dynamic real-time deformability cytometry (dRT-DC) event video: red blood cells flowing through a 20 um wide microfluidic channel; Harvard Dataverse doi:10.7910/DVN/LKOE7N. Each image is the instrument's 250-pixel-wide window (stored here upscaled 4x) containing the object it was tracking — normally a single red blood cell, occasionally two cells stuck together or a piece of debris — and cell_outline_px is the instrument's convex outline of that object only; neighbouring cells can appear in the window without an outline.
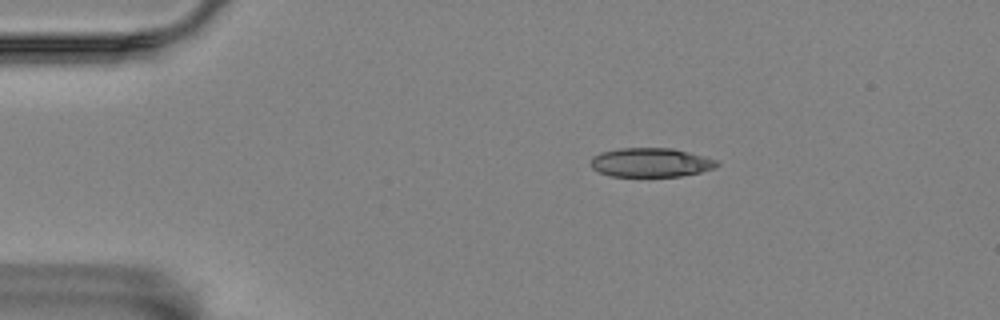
{"species": "Egyptian fruit bat (a non-hibernating species)", "species_latin": "Rousettus aegyptiacus", "temperature_condition": "room temperature", "stored_images_in_passage": 5, "camera_frame_rate_fps": 3000, "um_per_image_px": 0.085, "animal": {"sex": "female"}, "frame": {"image": 1, "passage_image": 2, "time_ms": 1.333, "image_size_px": [1000, 320], "cell_outline_px": [[720, 164], [716, 168], [700, 172], [680, 176], [612, 176], [600, 172], [592, 168], [592, 156], [600, 152], [620, 148], [672, 148], [704, 156], [716, 160]], "centroid_in_image_um": [55.33, 13.8], "position_along_channel_um": 29.7, "area_um2": 21.27}}
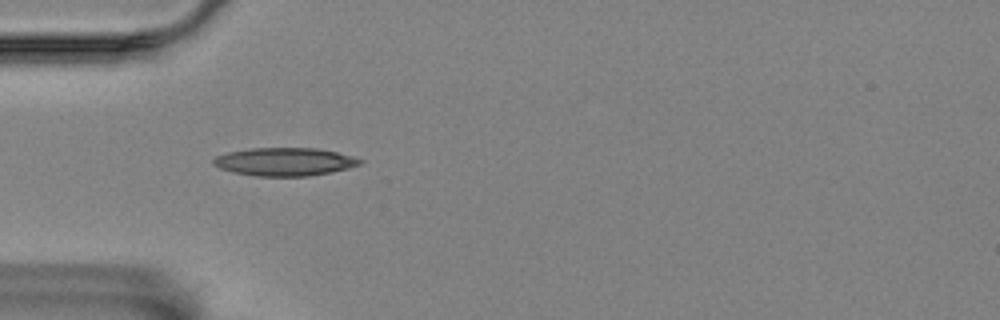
{"frame": {"image": 2, "passage_image": 4, "time_ms": 3.667, "image_size_px": [1000, 320], "cell_outline_px": [[364, 160], [360, 164], [348, 168], [332, 172], [308, 176], [256, 176], [232, 172], [220, 168], [212, 164], [212, 160], [216, 156], [228, 152], [252, 148], [316, 148], [336, 152], [352, 156]], "centroid_in_image_um": [24.18, 13.75], "position_along_channel_um": 60.8, "area_um2": 23.99}}
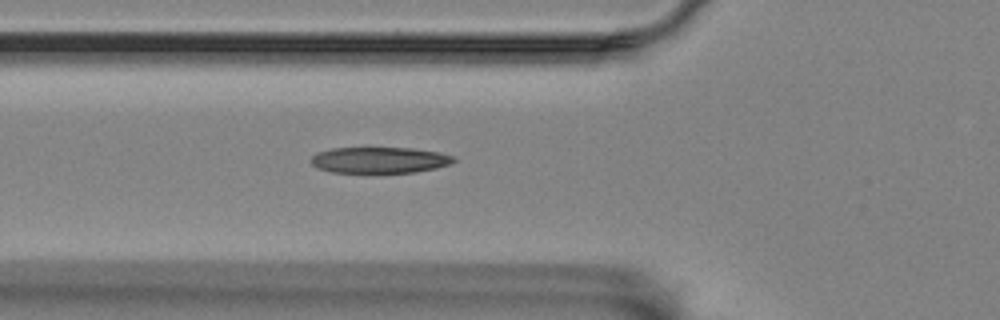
{"frame": {"image": 3, "passage_image": 5, "time_ms": 4.667, "image_size_px": [1000, 320], "cell_outline_px": [[456, 160], [452, 164], [436, 168], [416, 172], [332, 172], [316, 168], [312, 164], [312, 156], [316, 152], [332, 148], [412, 148], [440, 152], [452, 156]], "centroid_in_image_um": [32.27, 13.6], "position_along_channel_um": 93.5, "area_um2": 21.68}}